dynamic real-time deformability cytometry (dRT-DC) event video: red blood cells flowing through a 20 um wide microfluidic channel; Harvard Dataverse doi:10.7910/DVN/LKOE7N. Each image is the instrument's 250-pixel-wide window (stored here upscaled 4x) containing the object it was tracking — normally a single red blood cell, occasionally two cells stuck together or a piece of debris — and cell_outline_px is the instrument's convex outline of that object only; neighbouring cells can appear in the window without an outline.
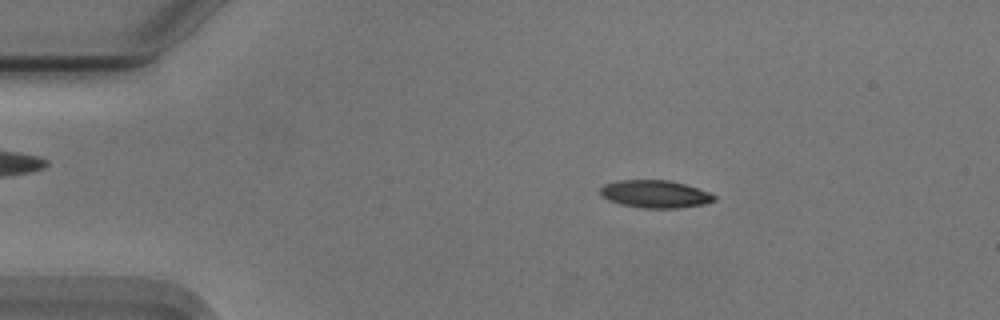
{"species": "Egyptian fruit bat (a non-hibernating species)", "species_latin": "Rousettus aegyptiacus", "temperature_condition": "cold", "stored_images_in_passage": 54, "camera_frame_rate_fps": 3000, "um_per_image_px": 0.085, "animal": {"sex": "male"}, "frame": {"image": 1, "passage_image": 9, "time_ms": 2.667, "image_size_px": [1000, 320], "cell_outline_px": [[716, 200], [704, 204], [680, 208], [644, 208], [620, 204], [608, 200], [600, 196], [600, 188], [604, 184], [620, 180], [668, 180], [684, 184], [708, 192], [716, 196]], "centroid_in_image_um": [55.66, 16.5], "position_along_channel_um": 29.3, "area_um2": 18.32}}
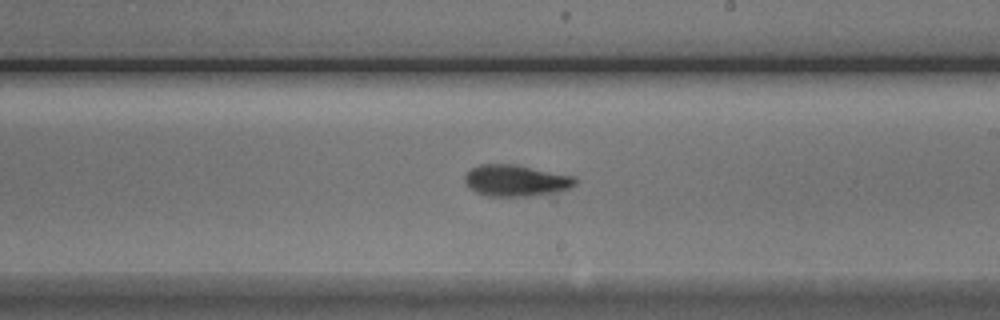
{"frame": {"image": 2, "passage_image": 31, "time_ms": 10.0, "image_size_px": [1000, 320], "cell_outline_px": [[576, 184], [556, 204], [488, 196], [476, 192], [468, 188], [464, 184], [464, 176], [472, 168], [480, 164], [516, 164], [572, 176], [576, 180]], "centroid_in_image_um": [44.11, 15.53], "position_along_channel_um": 244.9, "area_um2": 23.35}}
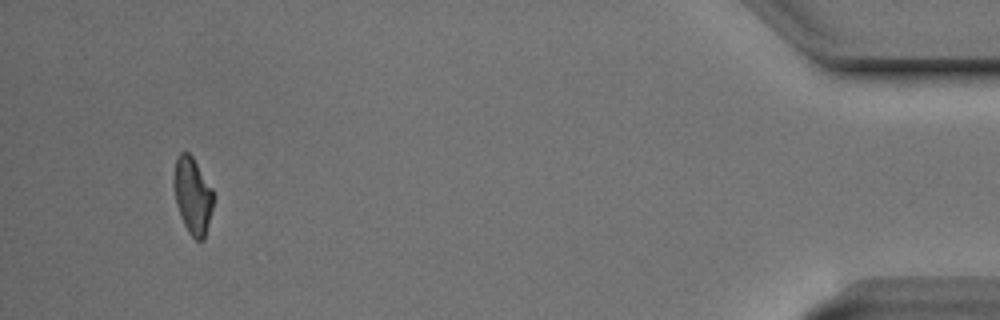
{"frame": {"image": 3, "passage_image": 51, "time_ms": 16.667, "image_size_px": [1000, 320], "cell_outline_px": [[212, 208], [204, 240], [196, 240], [188, 232], [180, 216], [176, 204], [172, 180], [176, 156], [180, 152], [188, 152], [192, 156], [212, 188]], "centroid_in_image_um": [16.33, 16.6], "position_along_channel_um": 418.9, "area_um2": 17.63}, "authors_computed_cell_mechanics": {"area_um2": 19.1029, "velocity_mm_per_s": 3.7426, "shape_relaxation_time_tau1_ms": 2.2282, "shape_relaxation_time_tau2_ms": null, "deformation_change_tau1": 0.1468, "deformation_change_tau2": null}}